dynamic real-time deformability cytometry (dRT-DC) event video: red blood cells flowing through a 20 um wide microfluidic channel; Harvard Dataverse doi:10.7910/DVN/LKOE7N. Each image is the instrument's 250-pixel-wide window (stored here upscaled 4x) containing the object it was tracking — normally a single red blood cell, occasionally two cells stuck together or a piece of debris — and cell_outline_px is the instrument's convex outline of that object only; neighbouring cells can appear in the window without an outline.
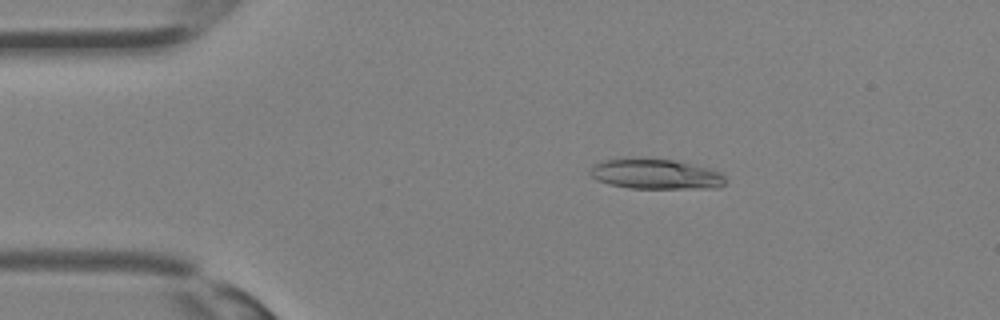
{"species": "Egyptian fruit bat (a non-hibernating species)", "species_latin": "Rousettus aegyptiacus", "temperature_condition": "room temperature", "stored_images_in_passage": 35, "camera_frame_rate_fps": 3000, "um_per_image_px": 0.085, "animal": {"sex": "female"}, "frame": {"image": 1, "passage_image": 7, "time_ms": 2.0, "image_size_px": [1000, 320], "cell_outline_px": [[724, 184], [716, 188], [628, 188], [608, 184], [596, 180], [588, 172], [592, 164], [604, 160], [640, 156], [672, 160], [712, 168], [720, 172], [724, 176]], "centroid_in_image_um": [55.67, 14.77], "position_along_channel_um": 29.3, "area_um2": 24.33}}
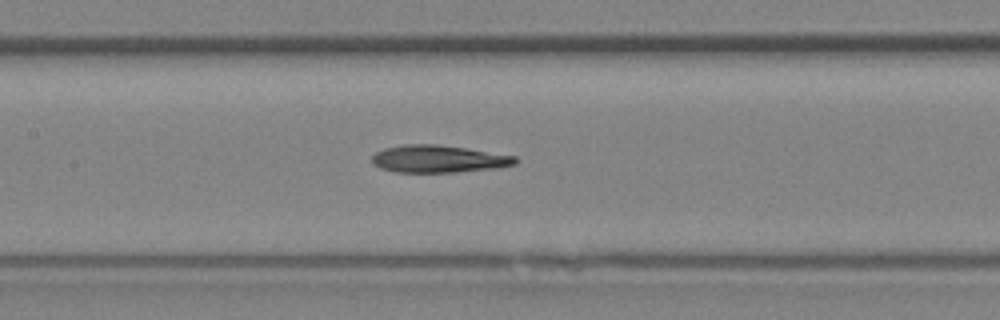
{"frame": {"image": 2, "passage_image": 17, "time_ms": 5.333, "image_size_px": [1000, 320], "cell_outline_px": [[516, 164], [496, 168], [456, 172], [396, 172], [380, 168], [372, 164], [372, 156], [376, 152], [384, 148], [408, 144], [436, 144], [464, 148], [516, 156]], "centroid_in_image_um": [37.24, 13.51], "position_along_channel_um": 170.2, "area_um2": 22.72}}
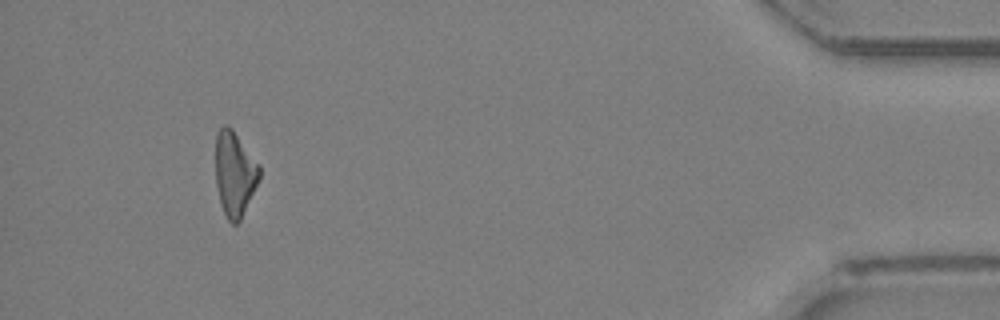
{"frame": {"image": 3, "passage_image": 33, "time_ms": 10.667, "image_size_px": [1000, 320], "cell_outline_px": [[260, 176], [240, 220], [236, 224], [232, 224], [228, 220], [220, 204], [216, 184], [216, 132], [224, 124], [232, 128], [260, 164]], "centroid_in_image_um": [19.94, 14.74], "position_along_channel_um": 415.3, "area_um2": 21.56}}